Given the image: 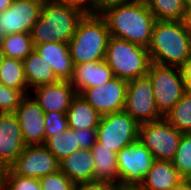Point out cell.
Here are the masks:
<instances>
[{"label": "cell", "mask_w": 191, "mask_h": 190, "mask_svg": "<svg viewBox=\"0 0 191 190\" xmlns=\"http://www.w3.org/2000/svg\"><path fill=\"white\" fill-rule=\"evenodd\" d=\"M182 134L163 118L140 124L138 139L150 150L155 160L172 161Z\"/></svg>", "instance_id": "obj_8"}, {"label": "cell", "mask_w": 191, "mask_h": 190, "mask_svg": "<svg viewBox=\"0 0 191 190\" xmlns=\"http://www.w3.org/2000/svg\"><path fill=\"white\" fill-rule=\"evenodd\" d=\"M59 170L75 184L94 180V159L91 149L80 148L59 161Z\"/></svg>", "instance_id": "obj_19"}, {"label": "cell", "mask_w": 191, "mask_h": 190, "mask_svg": "<svg viewBox=\"0 0 191 190\" xmlns=\"http://www.w3.org/2000/svg\"><path fill=\"white\" fill-rule=\"evenodd\" d=\"M8 170L9 167L0 160V190H5Z\"/></svg>", "instance_id": "obj_39"}, {"label": "cell", "mask_w": 191, "mask_h": 190, "mask_svg": "<svg viewBox=\"0 0 191 190\" xmlns=\"http://www.w3.org/2000/svg\"><path fill=\"white\" fill-rule=\"evenodd\" d=\"M5 190H42L39 179L17 175L10 167Z\"/></svg>", "instance_id": "obj_32"}, {"label": "cell", "mask_w": 191, "mask_h": 190, "mask_svg": "<svg viewBox=\"0 0 191 190\" xmlns=\"http://www.w3.org/2000/svg\"><path fill=\"white\" fill-rule=\"evenodd\" d=\"M25 146L16 114L0 113V160L10 167Z\"/></svg>", "instance_id": "obj_16"}, {"label": "cell", "mask_w": 191, "mask_h": 190, "mask_svg": "<svg viewBox=\"0 0 191 190\" xmlns=\"http://www.w3.org/2000/svg\"><path fill=\"white\" fill-rule=\"evenodd\" d=\"M30 95L39 104L44 113H66L77 92L70 81L58 80L51 84L36 87L30 91Z\"/></svg>", "instance_id": "obj_15"}, {"label": "cell", "mask_w": 191, "mask_h": 190, "mask_svg": "<svg viewBox=\"0 0 191 190\" xmlns=\"http://www.w3.org/2000/svg\"><path fill=\"white\" fill-rule=\"evenodd\" d=\"M151 62L182 67L191 54V33L183 20H156L148 47Z\"/></svg>", "instance_id": "obj_1"}, {"label": "cell", "mask_w": 191, "mask_h": 190, "mask_svg": "<svg viewBox=\"0 0 191 190\" xmlns=\"http://www.w3.org/2000/svg\"><path fill=\"white\" fill-rule=\"evenodd\" d=\"M140 124L125 110L101 116L97 131V142L118 153L139 136Z\"/></svg>", "instance_id": "obj_7"}, {"label": "cell", "mask_w": 191, "mask_h": 190, "mask_svg": "<svg viewBox=\"0 0 191 190\" xmlns=\"http://www.w3.org/2000/svg\"><path fill=\"white\" fill-rule=\"evenodd\" d=\"M10 168L20 176L39 179L59 171V160L44 146H25Z\"/></svg>", "instance_id": "obj_13"}, {"label": "cell", "mask_w": 191, "mask_h": 190, "mask_svg": "<svg viewBox=\"0 0 191 190\" xmlns=\"http://www.w3.org/2000/svg\"><path fill=\"white\" fill-rule=\"evenodd\" d=\"M45 133L46 140L60 131H65L68 128L66 113L49 112L45 113Z\"/></svg>", "instance_id": "obj_33"}, {"label": "cell", "mask_w": 191, "mask_h": 190, "mask_svg": "<svg viewBox=\"0 0 191 190\" xmlns=\"http://www.w3.org/2000/svg\"><path fill=\"white\" fill-rule=\"evenodd\" d=\"M68 128L89 129L97 128L100 114L80 95L77 94L66 112Z\"/></svg>", "instance_id": "obj_23"}, {"label": "cell", "mask_w": 191, "mask_h": 190, "mask_svg": "<svg viewBox=\"0 0 191 190\" xmlns=\"http://www.w3.org/2000/svg\"><path fill=\"white\" fill-rule=\"evenodd\" d=\"M42 190H73L75 183L62 171H57L39 178Z\"/></svg>", "instance_id": "obj_31"}, {"label": "cell", "mask_w": 191, "mask_h": 190, "mask_svg": "<svg viewBox=\"0 0 191 190\" xmlns=\"http://www.w3.org/2000/svg\"><path fill=\"white\" fill-rule=\"evenodd\" d=\"M94 159V180L107 181L119 185L117 153L96 142L91 149Z\"/></svg>", "instance_id": "obj_21"}, {"label": "cell", "mask_w": 191, "mask_h": 190, "mask_svg": "<svg viewBox=\"0 0 191 190\" xmlns=\"http://www.w3.org/2000/svg\"><path fill=\"white\" fill-rule=\"evenodd\" d=\"M172 162L183 180H191V133L182 134Z\"/></svg>", "instance_id": "obj_29"}, {"label": "cell", "mask_w": 191, "mask_h": 190, "mask_svg": "<svg viewBox=\"0 0 191 190\" xmlns=\"http://www.w3.org/2000/svg\"><path fill=\"white\" fill-rule=\"evenodd\" d=\"M156 20H183L186 9L183 0H146Z\"/></svg>", "instance_id": "obj_28"}, {"label": "cell", "mask_w": 191, "mask_h": 190, "mask_svg": "<svg viewBox=\"0 0 191 190\" xmlns=\"http://www.w3.org/2000/svg\"><path fill=\"white\" fill-rule=\"evenodd\" d=\"M154 161L153 154L139 139L128 144L117 153L119 184H140Z\"/></svg>", "instance_id": "obj_10"}, {"label": "cell", "mask_w": 191, "mask_h": 190, "mask_svg": "<svg viewBox=\"0 0 191 190\" xmlns=\"http://www.w3.org/2000/svg\"><path fill=\"white\" fill-rule=\"evenodd\" d=\"M147 75L153 84L156 107L164 117L186 92L182 68L151 63Z\"/></svg>", "instance_id": "obj_6"}, {"label": "cell", "mask_w": 191, "mask_h": 190, "mask_svg": "<svg viewBox=\"0 0 191 190\" xmlns=\"http://www.w3.org/2000/svg\"><path fill=\"white\" fill-rule=\"evenodd\" d=\"M34 50L51 66L59 80L69 81L72 78L74 64L69 53L68 43L34 44Z\"/></svg>", "instance_id": "obj_18"}, {"label": "cell", "mask_w": 191, "mask_h": 190, "mask_svg": "<svg viewBox=\"0 0 191 190\" xmlns=\"http://www.w3.org/2000/svg\"><path fill=\"white\" fill-rule=\"evenodd\" d=\"M59 3L79 9L84 15H95V0H57Z\"/></svg>", "instance_id": "obj_36"}, {"label": "cell", "mask_w": 191, "mask_h": 190, "mask_svg": "<svg viewBox=\"0 0 191 190\" xmlns=\"http://www.w3.org/2000/svg\"><path fill=\"white\" fill-rule=\"evenodd\" d=\"M14 113L19 121L25 145H44L46 141L45 113L30 94L21 100Z\"/></svg>", "instance_id": "obj_14"}, {"label": "cell", "mask_w": 191, "mask_h": 190, "mask_svg": "<svg viewBox=\"0 0 191 190\" xmlns=\"http://www.w3.org/2000/svg\"><path fill=\"white\" fill-rule=\"evenodd\" d=\"M164 118L178 131L191 133V93L185 92Z\"/></svg>", "instance_id": "obj_27"}, {"label": "cell", "mask_w": 191, "mask_h": 190, "mask_svg": "<svg viewBox=\"0 0 191 190\" xmlns=\"http://www.w3.org/2000/svg\"><path fill=\"white\" fill-rule=\"evenodd\" d=\"M181 68L185 78L186 92L191 93V54Z\"/></svg>", "instance_id": "obj_38"}, {"label": "cell", "mask_w": 191, "mask_h": 190, "mask_svg": "<svg viewBox=\"0 0 191 190\" xmlns=\"http://www.w3.org/2000/svg\"><path fill=\"white\" fill-rule=\"evenodd\" d=\"M3 59H4V55H3V53H2V51L0 49V66L2 65Z\"/></svg>", "instance_id": "obj_45"}, {"label": "cell", "mask_w": 191, "mask_h": 190, "mask_svg": "<svg viewBox=\"0 0 191 190\" xmlns=\"http://www.w3.org/2000/svg\"><path fill=\"white\" fill-rule=\"evenodd\" d=\"M74 133L77 134L78 146L84 149H92L97 142V131L96 128L89 129H73Z\"/></svg>", "instance_id": "obj_34"}, {"label": "cell", "mask_w": 191, "mask_h": 190, "mask_svg": "<svg viewBox=\"0 0 191 190\" xmlns=\"http://www.w3.org/2000/svg\"><path fill=\"white\" fill-rule=\"evenodd\" d=\"M185 9L191 8V0H183Z\"/></svg>", "instance_id": "obj_44"}, {"label": "cell", "mask_w": 191, "mask_h": 190, "mask_svg": "<svg viewBox=\"0 0 191 190\" xmlns=\"http://www.w3.org/2000/svg\"><path fill=\"white\" fill-rule=\"evenodd\" d=\"M134 2H139V0H95V15H102L111 8Z\"/></svg>", "instance_id": "obj_37"}, {"label": "cell", "mask_w": 191, "mask_h": 190, "mask_svg": "<svg viewBox=\"0 0 191 190\" xmlns=\"http://www.w3.org/2000/svg\"><path fill=\"white\" fill-rule=\"evenodd\" d=\"M127 86V80L114 77L103 85L84 89L80 95L103 116L124 110Z\"/></svg>", "instance_id": "obj_12"}, {"label": "cell", "mask_w": 191, "mask_h": 190, "mask_svg": "<svg viewBox=\"0 0 191 190\" xmlns=\"http://www.w3.org/2000/svg\"><path fill=\"white\" fill-rule=\"evenodd\" d=\"M0 84L21 91L25 96L29 95L23 61L4 57L0 66Z\"/></svg>", "instance_id": "obj_24"}, {"label": "cell", "mask_w": 191, "mask_h": 190, "mask_svg": "<svg viewBox=\"0 0 191 190\" xmlns=\"http://www.w3.org/2000/svg\"><path fill=\"white\" fill-rule=\"evenodd\" d=\"M170 190H191V180H182L177 186Z\"/></svg>", "instance_id": "obj_41"}, {"label": "cell", "mask_w": 191, "mask_h": 190, "mask_svg": "<svg viewBox=\"0 0 191 190\" xmlns=\"http://www.w3.org/2000/svg\"><path fill=\"white\" fill-rule=\"evenodd\" d=\"M118 186L115 183L93 180L88 182H82L75 184L73 190H118Z\"/></svg>", "instance_id": "obj_35"}, {"label": "cell", "mask_w": 191, "mask_h": 190, "mask_svg": "<svg viewBox=\"0 0 191 190\" xmlns=\"http://www.w3.org/2000/svg\"><path fill=\"white\" fill-rule=\"evenodd\" d=\"M186 27L191 30V8H188L183 19Z\"/></svg>", "instance_id": "obj_42"}, {"label": "cell", "mask_w": 191, "mask_h": 190, "mask_svg": "<svg viewBox=\"0 0 191 190\" xmlns=\"http://www.w3.org/2000/svg\"><path fill=\"white\" fill-rule=\"evenodd\" d=\"M83 17L84 14L79 9L57 0H45L40 17L30 32L33 44L68 43Z\"/></svg>", "instance_id": "obj_3"}, {"label": "cell", "mask_w": 191, "mask_h": 190, "mask_svg": "<svg viewBox=\"0 0 191 190\" xmlns=\"http://www.w3.org/2000/svg\"><path fill=\"white\" fill-rule=\"evenodd\" d=\"M24 72L29 90L57 82L51 66L33 50L24 60Z\"/></svg>", "instance_id": "obj_22"}, {"label": "cell", "mask_w": 191, "mask_h": 190, "mask_svg": "<svg viewBox=\"0 0 191 190\" xmlns=\"http://www.w3.org/2000/svg\"><path fill=\"white\" fill-rule=\"evenodd\" d=\"M118 190H146L141 184H119Z\"/></svg>", "instance_id": "obj_40"}, {"label": "cell", "mask_w": 191, "mask_h": 190, "mask_svg": "<svg viewBox=\"0 0 191 190\" xmlns=\"http://www.w3.org/2000/svg\"><path fill=\"white\" fill-rule=\"evenodd\" d=\"M110 32L101 15H84L68 42L73 64L104 61Z\"/></svg>", "instance_id": "obj_4"}, {"label": "cell", "mask_w": 191, "mask_h": 190, "mask_svg": "<svg viewBox=\"0 0 191 190\" xmlns=\"http://www.w3.org/2000/svg\"><path fill=\"white\" fill-rule=\"evenodd\" d=\"M77 143V134L74 133L73 129L67 128L65 131L50 136L45 141L44 146L61 161L80 149Z\"/></svg>", "instance_id": "obj_26"}, {"label": "cell", "mask_w": 191, "mask_h": 190, "mask_svg": "<svg viewBox=\"0 0 191 190\" xmlns=\"http://www.w3.org/2000/svg\"><path fill=\"white\" fill-rule=\"evenodd\" d=\"M12 3V0H0V13L5 11Z\"/></svg>", "instance_id": "obj_43"}, {"label": "cell", "mask_w": 191, "mask_h": 190, "mask_svg": "<svg viewBox=\"0 0 191 190\" xmlns=\"http://www.w3.org/2000/svg\"><path fill=\"white\" fill-rule=\"evenodd\" d=\"M124 110L139 124L164 118L156 107L153 84L148 75L128 81Z\"/></svg>", "instance_id": "obj_9"}, {"label": "cell", "mask_w": 191, "mask_h": 190, "mask_svg": "<svg viewBox=\"0 0 191 190\" xmlns=\"http://www.w3.org/2000/svg\"><path fill=\"white\" fill-rule=\"evenodd\" d=\"M110 36L148 48L156 21L145 1L111 8L101 15Z\"/></svg>", "instance_id": "obj_2"}, {"label": "cell", "mask_w": 191, "mask_h": 190, "mask_svg": "<svg viewBox=\"0 0 191 190\" xmlns=\"http://www.w3.org/2000/svg\"><path fill=\"white\" fill-rule=\"evenodd\" d=\"M0 49L4 57L23 61L34 50V44L29 33L8 34L2 39Z\"/></svg>", "instance_id": "obj_25"}, {"label": "cell", "mask_w": 191, "mask_h": 190, "mask_svg": "<svg viewBox=\"0 0 191 190\" xmlns=\"http://www.w3.org/2000/svg\"><path fill=\"white\" fill-rule=\"evenodd\" d=\"M45 0H12L0 13V44L8 34L29 33L38 21Z\"/></svg>", "instance_id": "obj_11"}, {"label": "cell", "mask_w": 191, "mask_h": 190, "mask_svg": "<svg viewBox=\"0 0 191 190\" xmlns=\"http://www.w3.org/2000/svg\"><path fill=\"white\" fill-rule=\"evenodd\" d=\"M182 180L172 161L155 160L140 184L146 190H170Z\"/></svg>", "instance_id": "obj_20"}, {"label": "cell", "mask_w": 191, "mask_h": 190, "mask_svg": "<svg viewBox=\"0 0 191 190\" xmlns=\"http://www.w3.org/2000/svg\"><path fill=\"white\" fill-rule=\"evenodd\" d=\"M105 61L115 77L132 80L147 75L152 63L148 48L110 36Z\"/></svg>", "instance_id": "obj_5"}, {"label": "cell", "mask_w": 191, "mask_h": 190, "mask_svg": "<svg viewBox=\"0 0 191 190\" xmlns=\"http://www.w3.org/2000/svg\"><path fill=\"white\" fill-rule=\"evenodd\" d=\"M115 76L113 71L104 61H92L74 65L71 85L80 94L86 88L100 86Z\"/></svg>", "instance_id": "obj_17"}, {"label": "cell", "mask_w": 191, "mask_h": 190, "mask_svg": "<svg viewBox=\"0 0 191 190\" xmlns=\"http://www.w3.org/2000/svg\"><path fill=\"white\" fill-rule=\"evenodd\" d=\"M24 97L21 91L0 84V113L15 112Z\"/></svg>", "instance_id": "obj_30"}]
</instances>
